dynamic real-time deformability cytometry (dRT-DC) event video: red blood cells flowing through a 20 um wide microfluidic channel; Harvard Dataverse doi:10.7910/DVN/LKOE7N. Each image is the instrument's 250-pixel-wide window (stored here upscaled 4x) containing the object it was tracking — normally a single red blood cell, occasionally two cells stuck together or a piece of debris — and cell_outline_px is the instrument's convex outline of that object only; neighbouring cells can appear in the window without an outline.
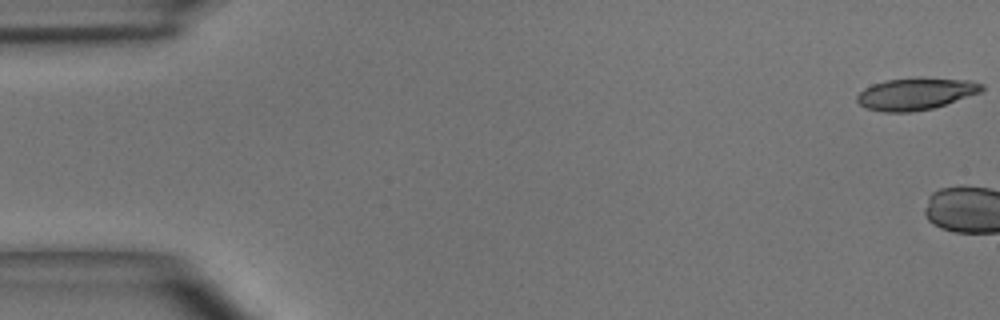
{"species": "common noctule bat (a hibernating species)", "species_latin": "Nyctalus noctula", "temperature_condition": "room temperature", "stored_images_in_passage": 4, "camera_frame_rate_fps": 3000, "um_per_image_px": 0.085, "animal": {"sex": "male", "body_mass_g": 15.6}, "frame": {"image": 1, "passage_image": 1, "time_ms": 0.0, "image_size_px": [1000, 320], "cell_outline_px": [[984, 88], [980, 92], [932, 108], [912, 112], [880, 112], [868, 108], [860, 104], [856, 100], [856, 96], [864, 88], [872, 84], [888, 80], [972, 80], [984, 84]], "centroid_in_image_um": [77.79, 8.01], "position_along_channel_um": 7.2, "area_um2": 22.25}}